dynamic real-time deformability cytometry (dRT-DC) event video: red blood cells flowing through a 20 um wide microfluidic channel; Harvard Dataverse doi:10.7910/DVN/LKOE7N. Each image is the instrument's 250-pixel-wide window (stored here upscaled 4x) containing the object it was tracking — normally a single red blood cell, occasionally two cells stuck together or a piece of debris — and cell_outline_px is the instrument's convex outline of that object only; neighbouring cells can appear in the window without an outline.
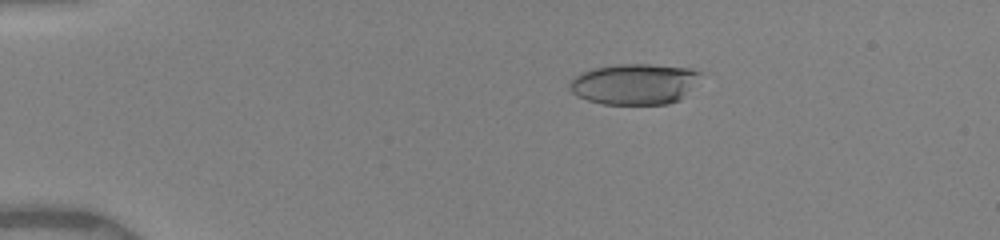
{"species": "human", "species_latin": "Homo sapiens", "temperature_condition": "warm", "stored_images_in_passage": 54, "camera_frame_rate_fps": 3000, "um_per_image_px": 0.085, "donor": {"sex": "female"}, "frame": {"image": 1, "passage_image": 8, "time_ms": 3.0, "image_size_px": [1000, 240], "cell_outline_px": [[700, 72], [680, 100], [668, 104], [604, 104], [588, 100], [572, 92], [568, 84], [580, 72], [592, 68], [616, 64], [648, 64], [692, 68]], "centroid_in_image_um": [53.87, 7.13], "position_along_channel_um": 31.1, "area_um2": 30.69}}
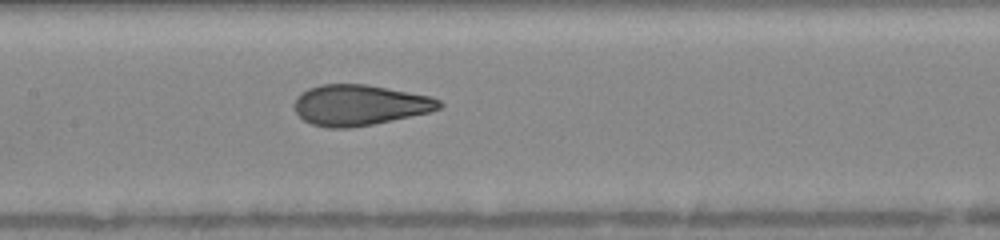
{"frame": {"image": 2, "passage_image": 24, "time_ms": 8.333, "image_size_px": [1000, 240], "cell_outline_px": [[444, 104], [440, 108], [428, 112], [372, 124], [348, 128], [328, 128], [312, 124], [304, 120], [296, 112], [296, 96], [300, 92], [308, 88], [320, 84], [368, 84], [432, 96], [440, 100]], "centroid_in_image_um": [30.57, 8.91], "position_along_channel_um": 176.8, "area_um2": 34.28}}
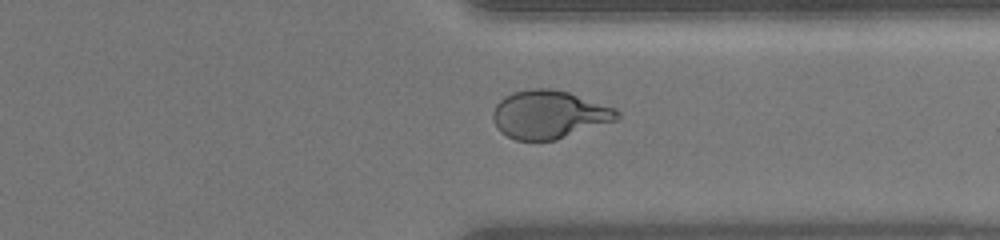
{"frame": {"image": 3, "passage_image": 41, "time_ms": 13.0, "image_size_px": [1000, 240], "cell_outline_px": [[620, 116], [616, 120], [556, 140], [516, 140], [500, 132], [492, 116], [492, 112], [496, 104], [504, 96], [512, 92], [532, 88], [552, 88], [568, 92], [616, 108], [620, 112]], "centroid_in_image_um": [46.66, 9.72], "position_along_channel_um": 364.7, "area_um2": 34.8}, "authors_computed_cell_mechanics": {"area_um2": 34.2465, "velocity_mm_per_s": 4.0299, "shape_relaxation_time_tau1_ms": 6.0129, "shape_relaxation_time_tau2_ms": 0.7773, "deformation_change_tau1": 0.2413, "deformation_change_tau2": 0.0745}}